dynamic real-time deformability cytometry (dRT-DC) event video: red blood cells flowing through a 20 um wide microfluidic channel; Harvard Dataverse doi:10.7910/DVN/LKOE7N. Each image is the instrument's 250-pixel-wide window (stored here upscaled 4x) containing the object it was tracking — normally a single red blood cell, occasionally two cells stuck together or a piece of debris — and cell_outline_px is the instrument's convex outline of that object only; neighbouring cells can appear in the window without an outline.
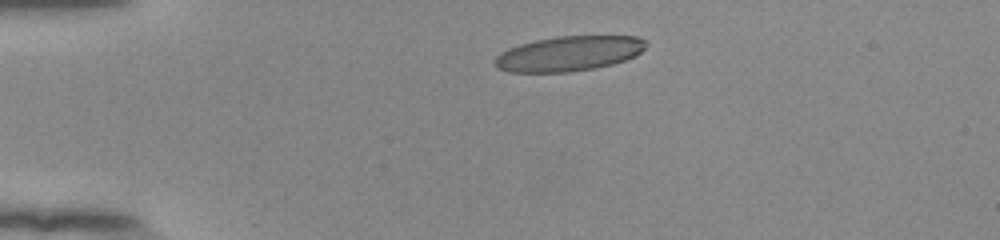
{"species": "human", "species_latin": "Homo sapiens", "temperature_condition": "room temperature", "stored_images_in_passage": 42, "camera_frame_rate_fps": 3000, "um_per_image_px": 0.085, "donor": {"sex": "female"}, "frame": {"image": 1, "passage_image": 1, "time_ms": 0.0, "image_size_px": [1000, 240], "cell_outline_px": [[648, 44], [636, 56], [612, 64], [592, 68], [568, 72], [508, 72], [496, 68], [492, 60], [500, 52], [508, 48], [520, 44], [536, 40], [556, 36], [640, 36]], "centroid_in_image_um": [48.32, 4.55], "position_along_channel_um": 36.7, "area_um2": 30.92}}
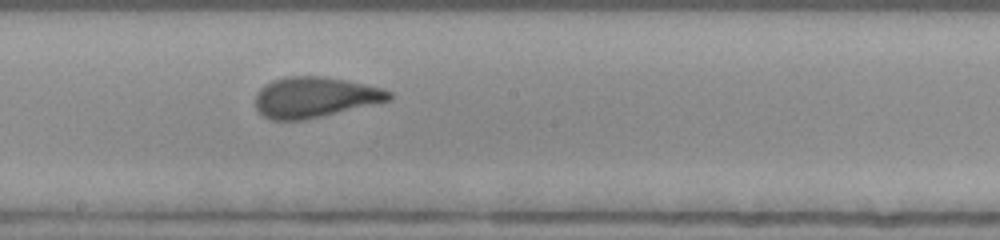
{"frame": {"image": 2, "passage_image": 19, "time_ms": 6.0, "image_size_px": [1000, 240], "cell_outline_px": [[392, 100], [304, 120], [272, 120], [264, 116], [256, 108], [256, 92], [264, 84], [272, 80], [288, 76], [324, 76], [348, 80], [380, 88], [392, 92]], "centroid_in_image_um": [26.75, 8.26], "position_along_channel_um": 221.5, "area_um2": 31.62}}
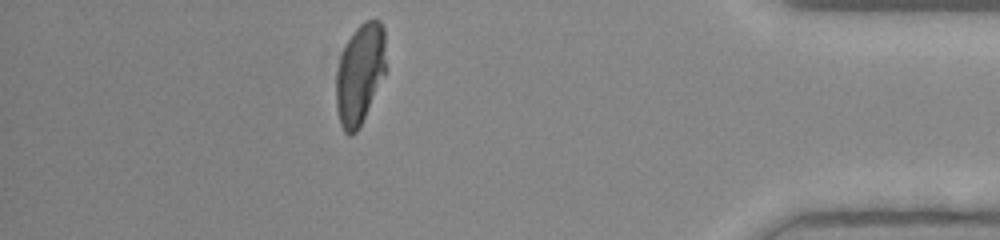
{"frame": {"image": 3, "passage_image": 36, "time_ms": 11.667, "image_size_px": [1000, 240], "cell_outline_px": [[384, 72], [364, 116], [356, 132], [352, 136], [348, 136], [344, 132], [340, 124], [336, 108], [336, 68], [340, 56], [352, 32], [364, 20], [380, 20], [384, 28]], "centroid_in_image_um": [30.54, 6.27], "position_along_channel_um": 404.7, "area_um2": 28.61}, "authors_computed_cell_mechanics": {"area_um2": 31.2698, "velocity_mm_per_s": 3.9057, "shape_relaxation_time_tau1_ms": 5.7453, "shape_relaxation_time_tau2_ms": 0.7549, "deformation_change_tau1": 0.2113, "deformation_change_tau2": 0.0833}}